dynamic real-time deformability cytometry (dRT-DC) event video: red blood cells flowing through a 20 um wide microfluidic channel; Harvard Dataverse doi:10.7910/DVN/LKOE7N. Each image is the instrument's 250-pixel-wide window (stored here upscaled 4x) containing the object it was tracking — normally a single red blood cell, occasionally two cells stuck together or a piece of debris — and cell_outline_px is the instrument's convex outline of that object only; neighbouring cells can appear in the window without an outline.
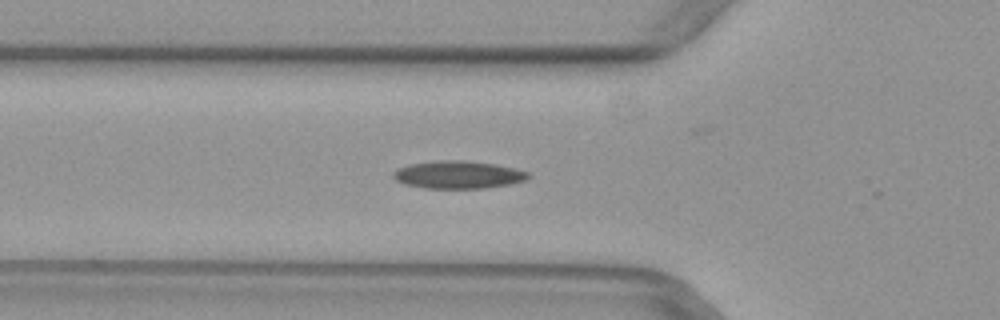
{"species": "common noctule bat (a hibernating species)", "species_latin": "Nyctalus noctula", "temperature_condition": "warm", "stored_images_in_passage": 15, "camera_frame_rate_fps": 3000, "um_per_image_px": 0.085, "animal": {"sex": "female", "body_mass_g": 29.2, "forearm_length_mm": 56.3}, "frame": {"image": 1, "passage_image": 7, "time_ms": 2.0, "image_size_px": [1000, 320], "cell_outline_px": [[532, 176], [528, 180], [508, 184], [484, 188], [424, 188], [404, 184], [396, 180], [392, 176], [392, 172], [408, 164], [440, 160], [464, 160], [496, 164], [516, 168], [528, 172]], "centroid_in_image_um": [38.97, 14.85], "position_along_channel_um": 86.8, "area_um2": 21.91}}
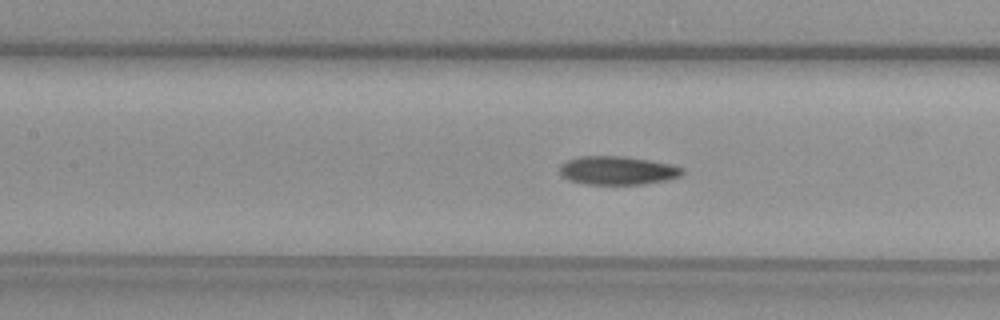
{"frame": {"image": 2, "passage_image": 12, "time_ms": 3.667, "image_size_px": [1000, 320], "cell_outline_px": [[684, 172], [680, 176], [668, 180], [644, 184], [584, 184], [568, 180], [560, 176], [560, 164], [568, 160], [580, 156], [620, 156], [648, 160], [672, 164], [684, 168]], "centroid_in_image_um": [52.48, 14.49], "position_along_channel_um": 154.9, "area_um2": 20.52}}